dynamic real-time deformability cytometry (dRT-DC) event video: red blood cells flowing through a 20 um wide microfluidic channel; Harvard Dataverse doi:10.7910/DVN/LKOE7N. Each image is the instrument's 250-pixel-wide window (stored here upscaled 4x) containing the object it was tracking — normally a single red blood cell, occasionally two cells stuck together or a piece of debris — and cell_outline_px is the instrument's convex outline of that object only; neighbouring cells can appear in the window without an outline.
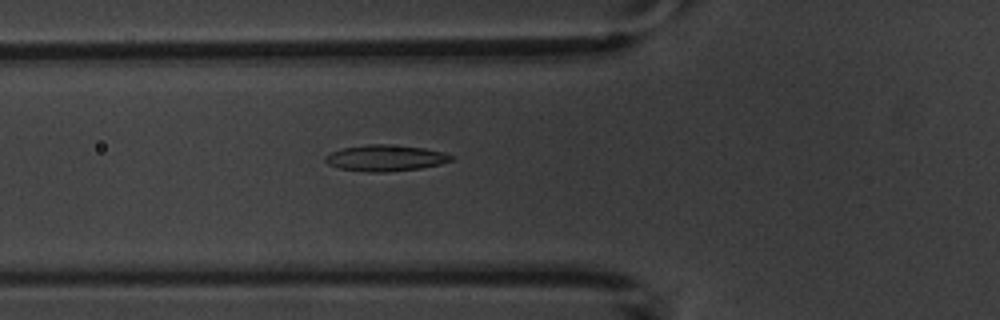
{"species": "common noctule bat (a hibernating species)", "species_latin": "Nyctalus noctula", "temperature_condition": "warm", "stored_images_in_passage": 7, "camera_frame_rate_fps": 3000, "um_per_image_px": 0.085, "animal": {"sex": "male", "body_mass_g": 20.1, "forearm_length_mm": 53.5}, "frame": {"image": 1, "passage_image": 7, "time_ms": 6.667, "image_size_px": [1000, 320], "cell_outline_px": [[452, 160], [440, 164], [420, 168], [384, 172], [368, 172], [340, 168], [328, 164], [324, 160], [324, 156], [332, 152], [344, 148], [368, 144], [388, 144], [424, 148], [444, 152], [452, 156]], "centroid_in_image_um": [32.75, 13.43], "position_along_channel_um": 93.0, "area_um2": 19.02}}